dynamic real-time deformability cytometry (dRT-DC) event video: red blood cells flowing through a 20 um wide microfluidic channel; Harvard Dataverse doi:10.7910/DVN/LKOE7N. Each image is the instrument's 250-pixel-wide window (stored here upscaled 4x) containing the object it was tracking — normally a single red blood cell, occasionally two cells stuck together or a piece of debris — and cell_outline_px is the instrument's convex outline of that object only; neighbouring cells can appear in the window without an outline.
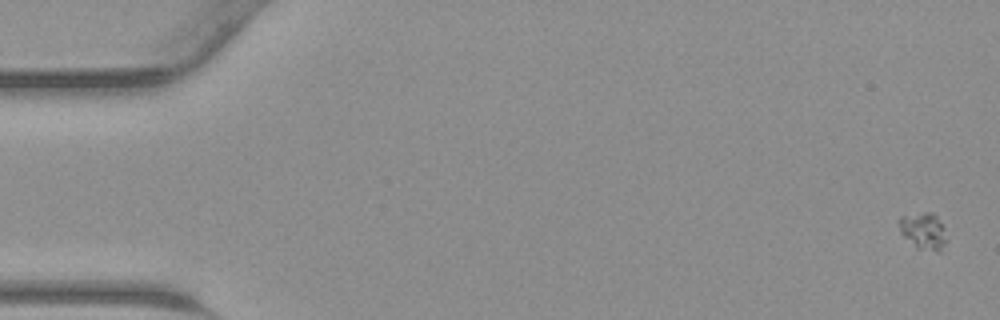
{"species": "common noctule bat (a hibernating species)", "species_latin": "Nyctalus noctula", "temperature_condition": "warm", "stored_images_in_passage": 14, "camera_frame_rate_fps": 3000, "um_per_image_px": 0.085, "animal": {"sex": "male", "body_mass_g": 23.1, "forearm_length_mm": 52.7}, "frame": {"image": 1, "passage_image": 2, "time_ms": 0.333, "image_size_px": [1000, 320], "cell_outline_px": [[944, 244], [940, 252], [936, 252], [916, 248], [900, 232], [896, 220], [900, 216], [924, 212], [932, 212], [936, 216], [944, 228]], "centroid_in_image_um": [78.43, 19.62], "position_along_channel_um": 6.6, "area_um2": 10.17}}
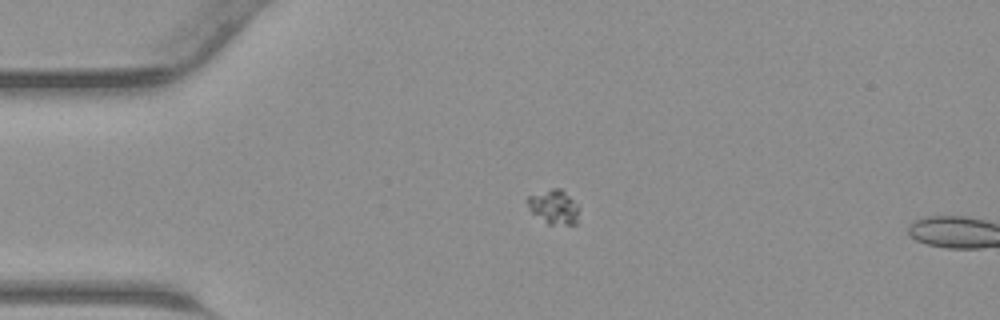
{"frame": {"image": 2, "passage_image": 12, "time_ms": 3.667, "image_size_px": [1000, 320], "cell_outline_px": [[580, 208], [576, 224], [548, 224], [532, 212], [528, 208], [528, 196], [552, 188], [560, 188]], "centroid_in_image_um": [47.09, 17.59], "position_along_channel_um": 37.9, "area_um2": 10.06}}